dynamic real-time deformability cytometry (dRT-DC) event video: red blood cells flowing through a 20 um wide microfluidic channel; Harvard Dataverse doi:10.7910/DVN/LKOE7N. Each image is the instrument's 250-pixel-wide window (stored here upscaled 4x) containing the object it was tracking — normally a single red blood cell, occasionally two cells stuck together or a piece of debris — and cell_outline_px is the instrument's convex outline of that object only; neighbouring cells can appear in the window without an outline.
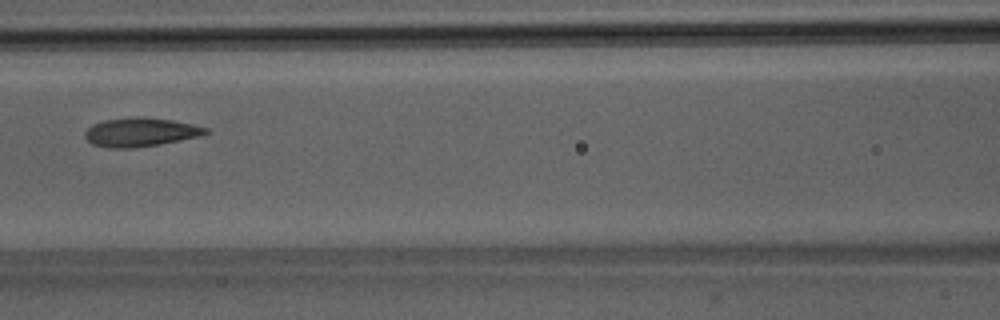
{"species": "Egyptian fruit bat (a non-hibernating species)", "species_latin": "Rousettus aegyptiacus", "temperature_condition": "room temperature", "stored_images_in_passage": 43, "camera_frame_rate_fps": 3000, "um_per_image_px": 0.085, "animal": {"sex": "male"}, "frame": {"image": 1, "passage_image": 15, "time_ms": 4.667, "image_size_px": [1000, 320], "cell_outline_px": [[212, 132], [200, 136], [160, 144], [132, 148], [108, 148], [92, 144], [84, 136], [84, 132], [92, 124], [104, 120], [136, 116], [172, 120], [192, 124], [208, 128]], "centroid_in_image_um": [11.94, 11.23], "position_along_channel_um": 154.7, "area_um2": 20.35}}
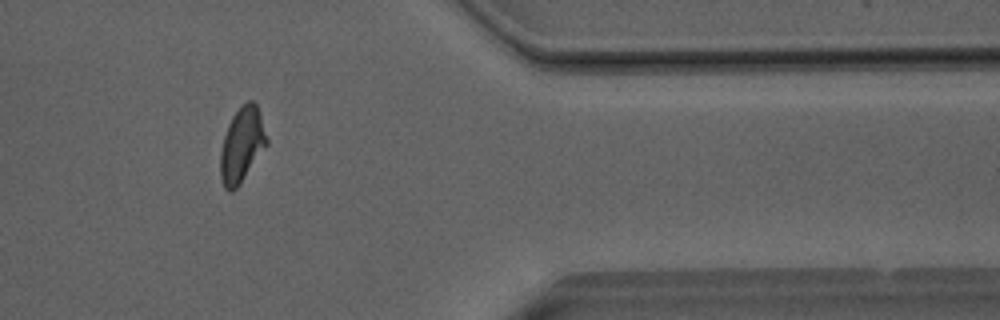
{"frame": {"image": 2, "passage_image": 34, "time_ms": 11.0, "image_size_px": [1000, 320], "cell_outline_px": [[268, 144], [240, 184], [232, 192], [228, 192], [224, 188], [220, 176], [220, 152], [224, 136], [228, 124], [232, 116], [248, 100], [252, 100], [256, 104], [268, 140]], "centroid_in_image_um": [20.54, 12.36], "position_along_channel_um": 390.9, "area_um2": 20.06}}
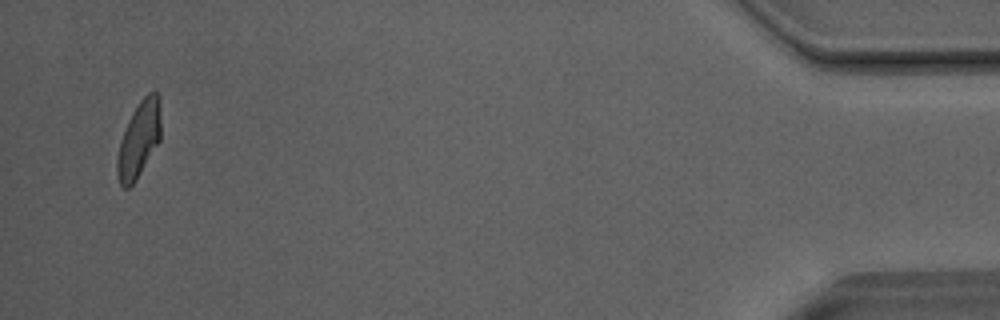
{"frame": {"image": 3, "passage_image": 41, "time_ms": 13.333, "image_size_px": [1000, 320], "cell_outline_px": [[160, 140], [136, 180], [128, 188], [124, 188], [120, 184], [116, 172], [116, 160], [120, 140], [128, 120], [132, 112], [140, 100], [148, 92], [156, 92], [160, 96]], "centroid_in_image_um": [11.8, 11.84], "position_along_channel_um": 423.4, "area_um2": 19.42}, "authors_computed_cell_mechanics": {"area_um2": 19.941, "velocity_mm_per_s": 4.0537, "shape_relaxation_time_tau1_ms": 4.8316, "shape_relaxation_time_tau2_ms": 1.0225, "deformation_change_tau1": 0.1712, "deformation_change_tau2": 0.0744}}